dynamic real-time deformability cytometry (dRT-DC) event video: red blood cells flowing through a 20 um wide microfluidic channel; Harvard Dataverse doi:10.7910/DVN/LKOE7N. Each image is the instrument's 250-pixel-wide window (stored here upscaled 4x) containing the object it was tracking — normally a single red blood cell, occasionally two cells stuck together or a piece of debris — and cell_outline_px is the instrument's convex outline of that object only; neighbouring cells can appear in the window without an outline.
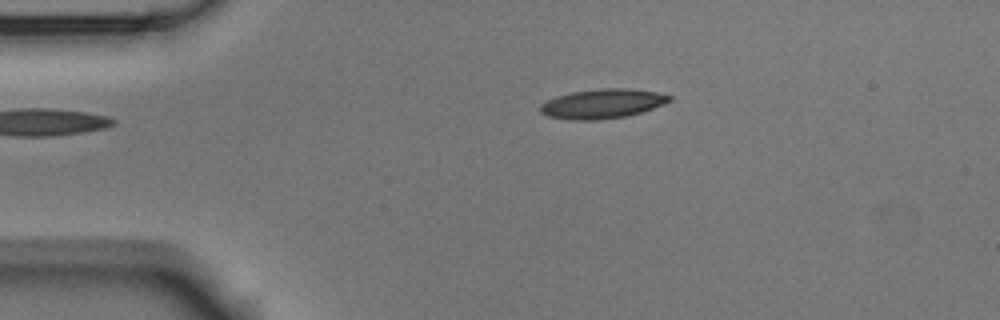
{"species": "Egyptian fruit bat (a non-hibernating species)", "species_latin": "Rousettus aegyptiacus", "temperature_condition": "room temperature", "stored_images_in_passage": 4, "camera_frame_rate_fps": 3000, "um_per_image_px": 0.085, "animal": {"sex": "male"}, "frame": {"image": 1, "passage_image": 2, "time_ms": 1.333, "image_size_px": [1000, 320], "cell_outline_px": [[672, 100], [664, 104], [628, 116], [600, 120], [572, 120], [548, 116], [540, 112], [540, 104], [556, 96], [572, 92], [600, 88], [632, 88], [656, 92], [672, 96]], "centroid_in_image_um": [51.21, 8.81], "position_along_channel_um": 33.8, "area_um2": 22.25}}